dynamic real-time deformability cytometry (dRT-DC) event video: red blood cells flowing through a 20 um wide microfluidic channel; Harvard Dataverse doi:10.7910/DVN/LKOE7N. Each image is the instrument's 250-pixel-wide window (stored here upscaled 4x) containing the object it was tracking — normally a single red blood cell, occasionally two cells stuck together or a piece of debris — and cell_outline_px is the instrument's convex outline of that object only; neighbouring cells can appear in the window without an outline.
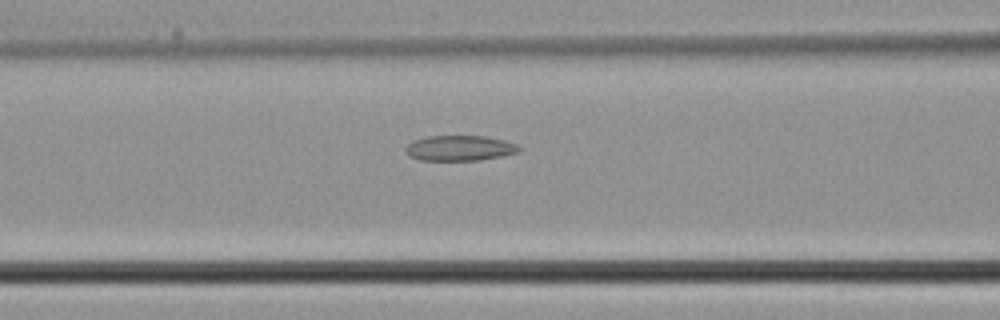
{"species": "common noctule bat (a hibernating species)", "species_latin": "Nyctalus noctula", "temperature_condition": "cold", "stored_images_in_passage": 4, "camera_frame_rate_fps": 3000, "um_per_image_px": 0.085, "animal": {"sex": "male", "body_mass_g": 21.5, "forearm_length_mm": 52.0}, "frame": {"image": 1, "passage_image": 4, "time_ms": 1.0, "image_size_px": [1000, 320], "cell_outline_px": [[520, 152], [480, 160], [420, 160], [408, 156], [404, 148], [412, 140], [428, 136], [484, 136], [504, 140], [516, 144], [520, 148]], "centroid_in_image_um": [39.04, 12.59], "position_along_channel_um": 127.6, "area_um2": 16.76}}